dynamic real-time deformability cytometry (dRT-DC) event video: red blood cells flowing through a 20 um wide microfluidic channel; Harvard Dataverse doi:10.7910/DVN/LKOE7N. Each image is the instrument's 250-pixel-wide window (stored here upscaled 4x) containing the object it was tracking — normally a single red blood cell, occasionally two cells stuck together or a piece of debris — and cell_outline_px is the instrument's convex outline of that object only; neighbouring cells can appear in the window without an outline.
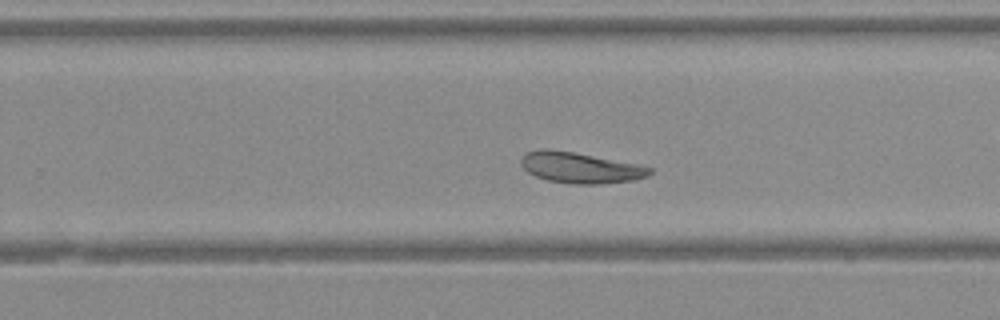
{"species": "Egyptian fruit bat (a non-hibernating species)", "species_latin": "Rousettus aegyptiacus", "temperature_condition": "warm", "stored_images_in_passage": 39, "camera_frame_rate_fps": 3000, "um_per_image_px": 0.085, "animal": {"sex": "female"}, "frame": {"image": 1, "passage_image": 23, "time_ms": 7.333, "image_size_px": [1000, 320], "cell_outline_px": [[652, 172], [648, 176], [636, 180], [600, 184], [576, 184], [548, 180], [536, 176], [528, 172], [520, 164], [520, 160], [528, 152], [540, 148], [544, 148], [572, 152], [636, 164], [652, 168]], "centroid_in_image_um": [49.32, 14.26], "position_along_channel_um": 280.5, "area_um2": 22.83}}